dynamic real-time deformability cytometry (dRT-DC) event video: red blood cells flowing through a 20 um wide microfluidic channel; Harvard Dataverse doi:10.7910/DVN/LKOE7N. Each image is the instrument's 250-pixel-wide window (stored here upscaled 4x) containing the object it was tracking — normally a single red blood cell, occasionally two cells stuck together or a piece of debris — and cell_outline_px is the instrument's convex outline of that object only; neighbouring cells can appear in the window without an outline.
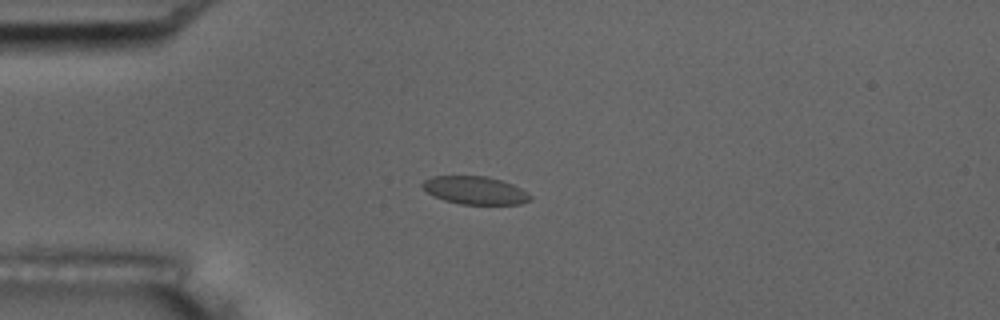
{"species": "common noctule bat (a hibernating species)", "species_latin": "Nyctalus noctula", "temperature_condition": "room temperature", "stored_images_in_passage": 2, "camera_frame_rate_fps": 3000, "um_per_image_px": 0.085, "animal": {"sex": "male", "body_mass_g": 17.5, "forearm_length_mm": 52.3}, "frame": {"image": 1, "passage_image": 2, "time_ms": 1.0, "image_size_px": [1000, 320], "cell_outline_px": [[532, 200], [520, 204], [460, 204], [444, 200], [428, 192], [420, 184], [424, 180], [432, 176], [488, 176], [512, 184], [528, 192], [532, 196]], "centroid_in_image_um": [40.41, 16.17], "position_along_channel_um": 44.6, "area_um2": 17.51}}